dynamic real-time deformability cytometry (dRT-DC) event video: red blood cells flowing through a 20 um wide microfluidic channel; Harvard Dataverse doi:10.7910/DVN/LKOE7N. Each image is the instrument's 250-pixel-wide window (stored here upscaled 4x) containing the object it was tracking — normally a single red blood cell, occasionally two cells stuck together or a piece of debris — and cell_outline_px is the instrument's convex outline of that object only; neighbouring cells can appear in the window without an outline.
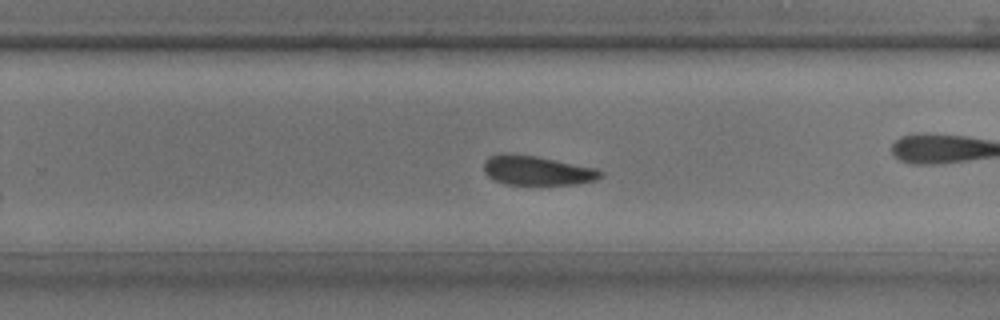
{"species": "common noctule bat (a hibernating species)", "species_latin": "Nyctalus noctula", "temperature_condition": "room temperature", "stored_images_in_passage": 21, "camera_frame_rate_fps": 3000, "um_per_image_px": 0.085, "animal": {"sex": "male", "body_mass_g": 17.9, "forearm_length_mm": 54.2}, "frame": {"image": 1, "passage_image": 15, "time_ms": 4.667, "image_size_px": [1000, 320], "cell_outline_px": [[604, 176], [596, 180], [576, 184], [504, 184], [488, 176], [484, 172], [484, 160], [488, 156], [500, 152], [508, 152], [536, 156], [596, 168], [604, 172]], "centroid_in_image_um": [45.63, 14.47], "position_along_channel_um": 284.2, "area_um2": 20.23}}